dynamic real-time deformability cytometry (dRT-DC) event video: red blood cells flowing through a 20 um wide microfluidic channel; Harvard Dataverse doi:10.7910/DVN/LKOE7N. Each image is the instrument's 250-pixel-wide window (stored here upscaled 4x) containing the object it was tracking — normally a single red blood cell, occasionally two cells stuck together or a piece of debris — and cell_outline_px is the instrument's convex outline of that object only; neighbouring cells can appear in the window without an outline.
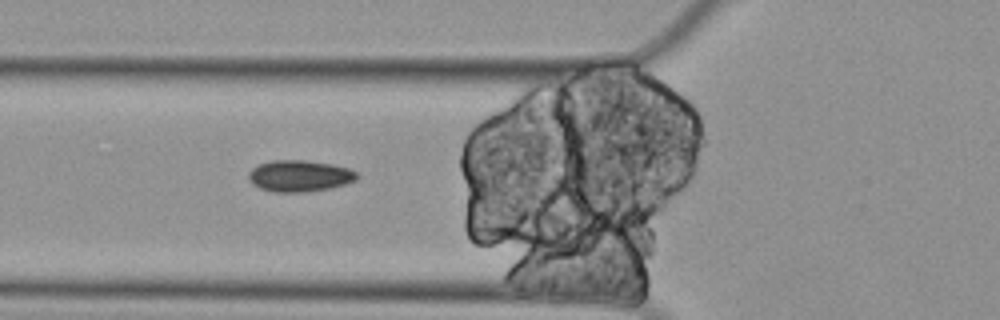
{"species": "Egyptian fruit bat (a non-hibernating species)", "species_latin": "Rousettus aegyptiacus", "temperature_condition": "cold", "stored_images_in_passage": 6, "camera_frame_rate_fps": 3000, "um_per_image_px": 0.085, "animal": {"sex": "female"}, "frame": {"image": 1, "passage_image": 5, "time_ms": 1.333, "image_size_px": [1000, 320], "cell_outline_px": [[360, 176], [356, 180], [344, 184], [328, 188], [304, 192], [276, 192], [260, 188], [252, 184], [248, 180], [248, 172], [252, 168], [260, 164], [272, 160], [304, 160], [332, 164], [348, 168], [356, 172]], "centroid_in_image_um": [25.44, 14.95], "position_along_channel_um": 100.4, "area_um2": 19.83}}
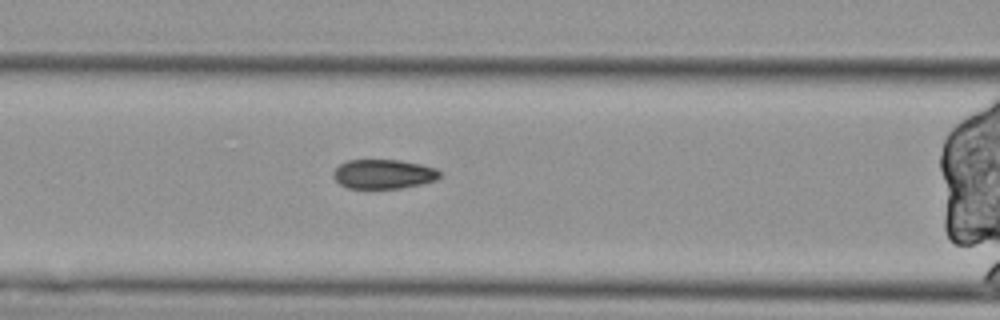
{"frame": {"image": 2, "passage_image": 6, "time_ms": 1.667, "image_size_px": [1000, 320], "cell_outline_px": [[440, 176], [436, 180], [420, 184], [400, 188], [348, 188], [340, 184], [332, 176], [332, 172], [340, 164], [348, 160], [400, 160], [420, 164], [436, 168], [440, 172]], "centroid_in_image_um": [32.58, 14.79], "position_along_channel_um": 134.0, "area_um2": 18.15}}